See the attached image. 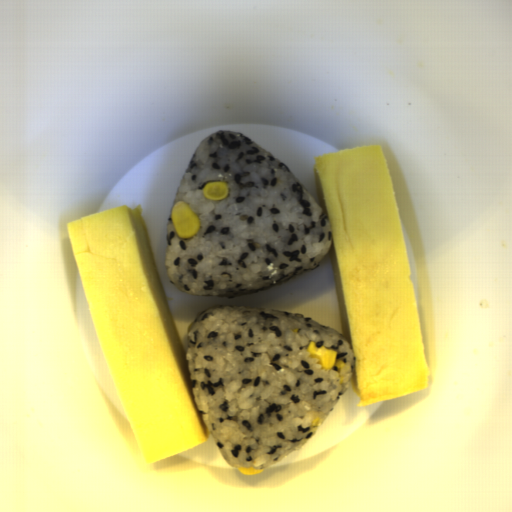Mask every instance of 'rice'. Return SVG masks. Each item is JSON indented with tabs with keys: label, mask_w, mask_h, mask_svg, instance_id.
I'll use <instances>...</instances> for the list:
<instances>
[{
	"label": "rice",
	"mask_w": 512,
	"mask_h": 512,
	"mask_svg": "<svg viewBox=\"0 0 512 512\" xmlns=\"http://www.w3.org/2000/svg\"><path fill=\"white\" fill-rule=\"evenodd\" d=\"M349 365L321 369L307 345ZM185 359L194 403L229 465L273 467L308 443L351 387L356 356L346 337L293 312L205 308L189 324ZM323 422L313 430V418ZM238 470V469H237Z\"/></svg>",
	"instance_id": "rice-1"
},
{
	"label": "rice",
	"mask_w": 512,
	"mask_h": 512,
	"mask_svg": "<svg viewBox=\"0 0 512 512\" xmlns=\"http://www.w3.org/2000/svg\"><path fill=\"white\" fill-rule=\"evenodd\" d=\"M215 181L228 185V198H205L202 188ZM181 201L200 230L178 237L169 214L165 268L179 292L232 298L273 289L331 257L332 225L319 200L283 162L233 130H218L199 144L171 210Z\"/></svg>",
	"instance_id": "rice-2"
}]
</instances>
